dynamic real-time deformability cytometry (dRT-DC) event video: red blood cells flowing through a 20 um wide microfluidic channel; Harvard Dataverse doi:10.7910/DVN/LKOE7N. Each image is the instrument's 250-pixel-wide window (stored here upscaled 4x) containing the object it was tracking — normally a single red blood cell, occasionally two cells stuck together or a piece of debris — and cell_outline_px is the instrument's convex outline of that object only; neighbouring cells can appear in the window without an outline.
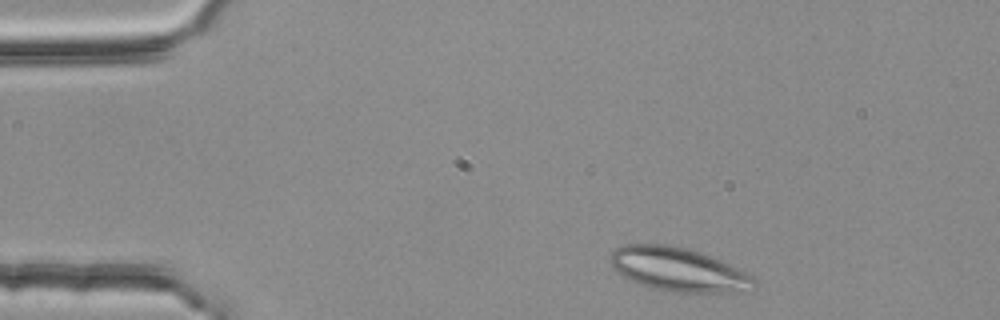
{"species": "common noctule bat (a hibernating species)", "species_latin": "Nyctalus noctula", "temperature_condition": "room temperature", "stored_images_in_passage": 4, "camera_frame_rate_fps": 3000, "um_per_image_px": 0.085, "animal": {"sex": "female", "body_mass_g": 25.1}, "frame": {"image": 1, "passage_image": 1, "time_ms": 0.0, "image_size_px": [1000, 320], "cell_outline_px": [[756, 288], [748, 292], [668, 292], [652, 288], [640, 284], [616, 272], [612, 268], [608, 260], [608, 256], [616, 248], [624, 244], [668, 244], [692, 248], [732, 264], [752, 276], [756, 280]], "centroid_in_image_um": [57.68, 22.9], "position_along_channel_um": 27.3, "area_um2": 37.45}}